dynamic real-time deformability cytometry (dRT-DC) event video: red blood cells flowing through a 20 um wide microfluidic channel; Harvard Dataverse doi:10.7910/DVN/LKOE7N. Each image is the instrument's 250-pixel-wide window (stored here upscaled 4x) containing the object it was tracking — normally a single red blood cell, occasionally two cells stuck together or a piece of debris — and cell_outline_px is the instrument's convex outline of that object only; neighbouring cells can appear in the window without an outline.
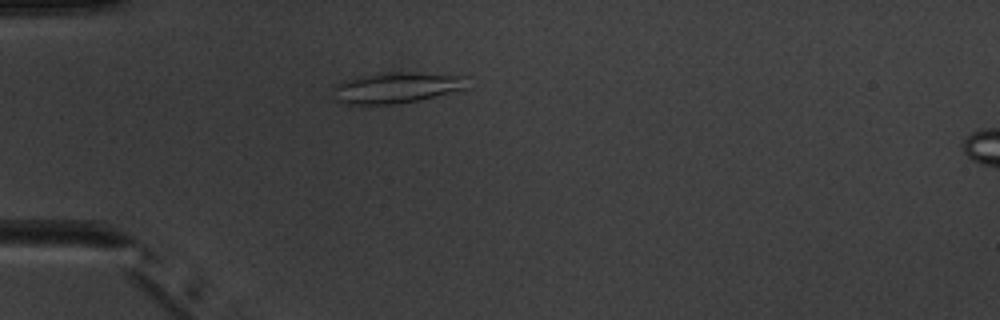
{"species": "common noctule bat (a hibernating species)", "species_latin": "Nyctalus noctula", "temperature_condition": "warm", "stored_images_in_passage": 3, "camera_frame_rate_fps": 3000, "um_per_image_px": 0.085, "animal": {"sex": "male", "body_mass_g": 20.1, "forearm_length_mm": 53.5}, "frame": {"image": 1, "passage_image": 2, "time_ms": 1.0, "image_size_px": [1000, 320], "cell_outline_px": [[468, 88], [464, 92], [420, 100], [396, 104], [344, 104], [336, 100], [332, 88], [344, 80], [360, 76], [392, 72], [420, 72], [464, 76]], "centroid_in_image_um": [33.8, 7.46], "position_along_channel_um": 51.2, "area_um2": 24.62}}